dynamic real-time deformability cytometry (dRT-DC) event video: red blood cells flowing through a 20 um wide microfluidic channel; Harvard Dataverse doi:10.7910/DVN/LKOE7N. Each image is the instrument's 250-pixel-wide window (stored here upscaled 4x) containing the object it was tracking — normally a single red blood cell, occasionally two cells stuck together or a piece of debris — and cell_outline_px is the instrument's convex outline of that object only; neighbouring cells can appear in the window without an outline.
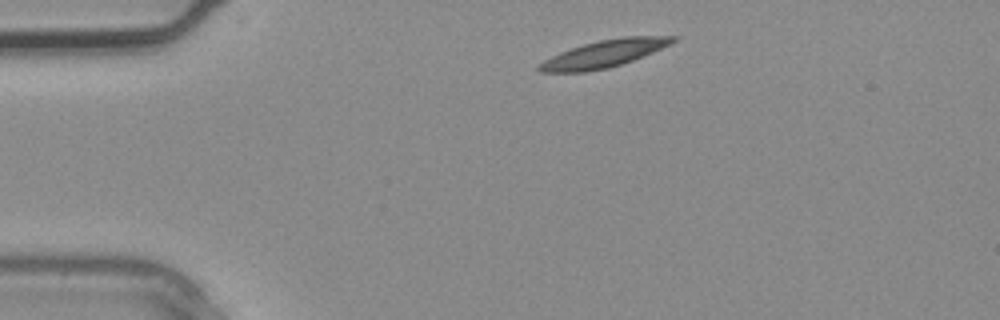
{"species": "common noctule bat (a hibernating species)", "species_latin": "Nyctalus noctula", "temperature_condition": "warm", "stored_images_in_passage": 2, "camera_frame_rate_fps": 3000, "um_per_image_px": 0.085, "animal": {"sex": "male", "body_mass_g": 20.4}, "frame": {"image": 1, "passage_image": 2, "time_ms": 0.333, "image_size_px": [1000, 320], "cell_outline_px": [[680, 36], [672, 44], [644, 56], [608, 68], [584, 72], [540, 72], [536, 68], [544, 60], [560, 52], [584, 44], [600, 40], [624, 36]], "centroid_in_image_um": [51.39, 4.56], "position_along_channel_um": 33.6, "area_um2": 21.1}}